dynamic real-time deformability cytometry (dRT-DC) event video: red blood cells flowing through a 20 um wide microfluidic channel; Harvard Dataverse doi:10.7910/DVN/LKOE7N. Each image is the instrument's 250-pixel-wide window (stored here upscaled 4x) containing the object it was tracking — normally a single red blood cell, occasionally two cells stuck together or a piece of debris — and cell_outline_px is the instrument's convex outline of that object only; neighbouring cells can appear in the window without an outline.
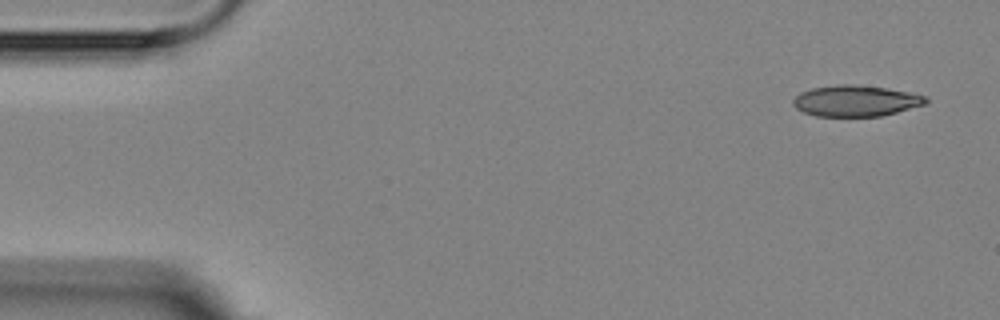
{"species": "Egyptian fruit bat (a non-hibernating species)", "species_latin": "Rousettus aegyptiacus", "temperature_condition": "room temperature", "stored_images_in_passage": 4, "camera_frame_rate_fps": 3000, "um_per_image_px": 0.085, "animal": {"sex": "female"}, "frame": {"image": 1, "passage_image": 1, "time_ms": 0.0, "image_size_px": [1000, 320], "cell_outline_px": [[928, 104], [880, 116], [816, 116], [804, 112], [796, 108], [792, 104], [792, 100], [800, 92], [812, 88], [836, 84], [852, 84], [884, 88], [908, 92], [928, 96]], "centroid_in_image_um": [72.74, 8.57], "position_along_channel_um": 12.3, "area_um2": 24.04}}
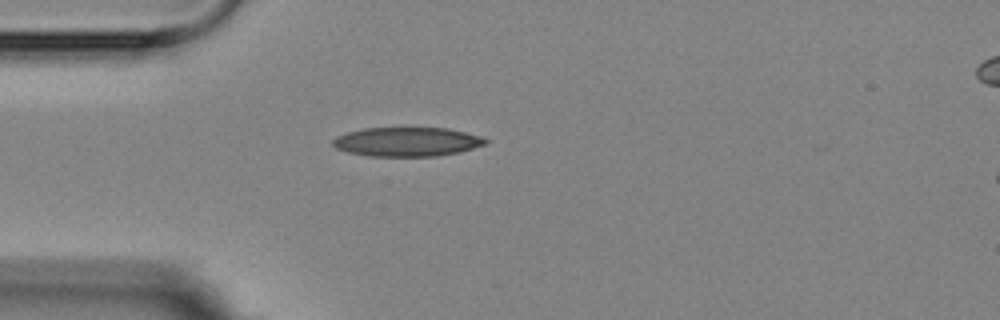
{"frame": {"image": 2, "passage_image": 4, "time_ms": 4.333, "image_size_px": [1000, 320], "cell_outline_px": [[488, 144], [456, 152], [436, 156], [368, 156], [348, 152], [336, 148], [332, 144], [332, 140], [336, 136], [348, 132], [364, 128], [448, 128], [484, 136], [488, 140]], "centroid_in_image_um": [34.61, 12.04], "position_along_channel_um": 50.4, "area_um2": 25.95}}